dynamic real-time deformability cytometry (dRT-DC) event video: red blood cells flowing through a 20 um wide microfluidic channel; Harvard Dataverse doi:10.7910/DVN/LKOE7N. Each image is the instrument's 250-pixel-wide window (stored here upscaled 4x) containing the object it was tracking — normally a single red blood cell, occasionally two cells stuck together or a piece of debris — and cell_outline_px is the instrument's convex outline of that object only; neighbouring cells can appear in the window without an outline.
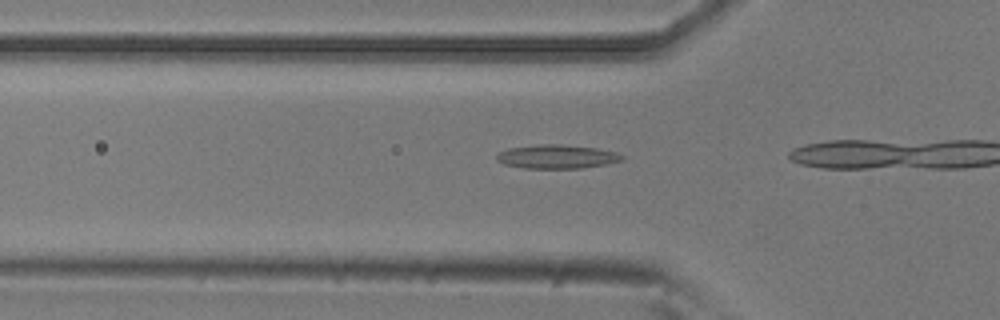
{"species": "common noctule bat (a hibernating species)", "species_latin": "Nyctalus noctula", "temperature_condition": "room temperature", "stored_images_in_passage": 15, "camera_frame_rate_fps": 3000, "um_per_image_px": 0.085, "animal": {"sex": "male", "body_mass_g": 20.5, "forearm_length_mm": 52.5}, "frame": {"image": 1, "passage_image": 13, "time_ms": 4.0, "image_size_px": [1000, 320], "cell_outline_px": [[624, 160], [604, 164], [580, 168], [524, 168], [504, 164], [496, 160], [496, 156], [500, 152], [508, 148], [536, 144], [560, 144], [596, 148], [616, 152], [624, 156]], "centroid_in_image_um": [47.31, 13.3], "position_along_channel_um": 78.5, "area_um2": 17.34}}